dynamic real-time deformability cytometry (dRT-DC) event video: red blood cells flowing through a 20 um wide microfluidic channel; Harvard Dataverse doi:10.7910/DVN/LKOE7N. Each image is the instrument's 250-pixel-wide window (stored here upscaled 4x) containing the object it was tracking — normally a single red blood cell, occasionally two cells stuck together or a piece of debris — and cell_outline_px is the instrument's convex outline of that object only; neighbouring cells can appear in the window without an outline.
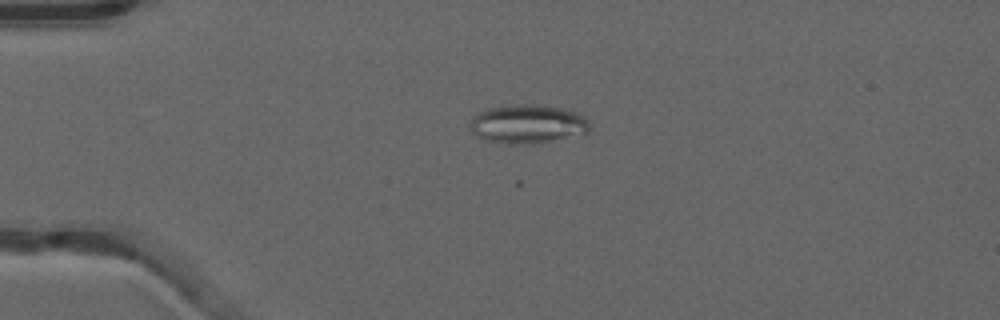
{"species": "common noctule bat (a hibernating species)", "species_latin": "Nyctalus noctula", "temperature_condition": "warm", "stored_images_in_passage": 11, "camera_frame_rate_fps": 3000, "um_per_image_px": 0.085, "animal": {"sex": "male", "forearm_length_mm": 52.5}, "frame": {"image": 1, "passage_image": 3, "time_ms": 0.667, "image_size_px": [1000, 320], "cell_outline_px": [[592, 128], [588, 132], [532, 144], [508, 144], [484, 140], [472, 132], [468, 128], [468, 124], [480, 112], [488, 108], [516, 104], [536, 104], [560, 108], [576, 112], [588, 120]], "centroid_in_image_um": [44.82, 10.54], "position_along_channel_um": 40.2, "area_um2": 26.93}}